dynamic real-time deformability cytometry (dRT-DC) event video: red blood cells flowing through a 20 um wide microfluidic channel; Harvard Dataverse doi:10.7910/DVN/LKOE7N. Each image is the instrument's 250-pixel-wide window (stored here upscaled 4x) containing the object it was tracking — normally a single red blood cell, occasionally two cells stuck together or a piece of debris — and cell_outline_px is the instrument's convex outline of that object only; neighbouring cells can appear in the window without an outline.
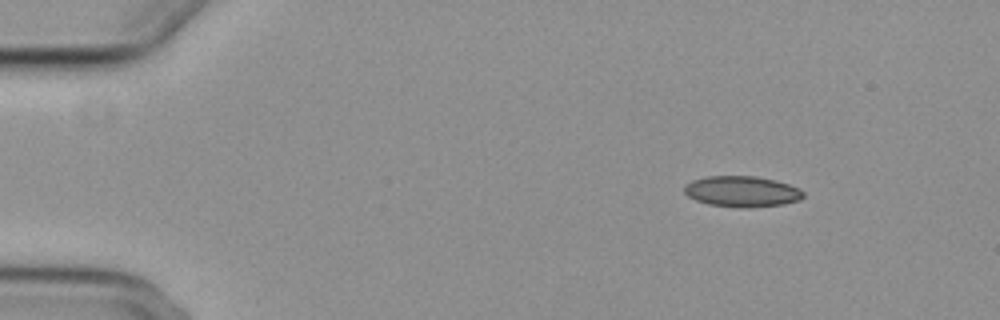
{"species": "common noctule bat (a hibernating species)", "species_latin": "Nyctalus noctula", "temperature_condition": "cold", "stored_images_in_passage": 50, "segment_of_instrument_passage": [1, 2], "camera_frame_rate_fps": 3000, "um_per_image_px": 0.085, "animal": {"sex": "female", "body_mass_g": 29.2, "forearm_length_mm": 56.3}, "frame": {"image": 1, "passage_image": 1, "time_ms": 0.0, "image_size_px": [1000, 320], "cell_outline_px": [[804, 196], [800, 200], [784, 204], [748, 208], [740, 208], [708, 204], [696, 200], [688, 196], [684, 192], [684, 184], [692, 180], [704, 176], [756, 176], [776, 180], [800, 188], [804, 192]], "centroid_in_image_um": [63.07, 16.27], "position_along_channel_um": 21.9, "area_um2": 21.68}}
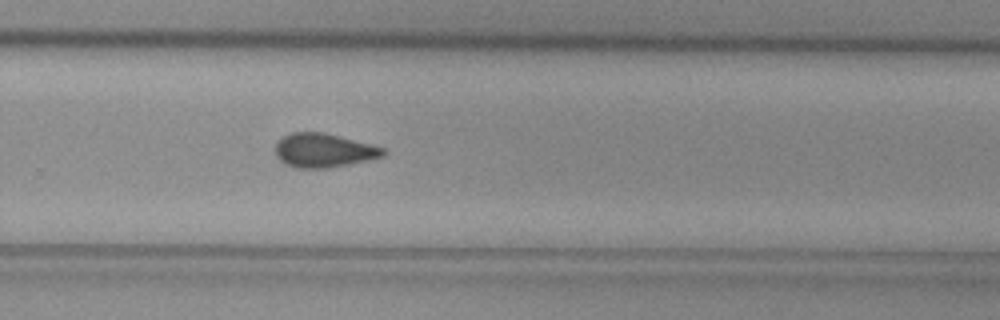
{"frame": {"image": 2, "passage_image": 31, "time_ms": 10.0, "image_size_px": [1000, 320], "cell_outline_px": [[384, 156], [368, 160], [328, 168], [296, 168], [284, 164], [276, 156], [276, 144], [284, 136], [292, 132], [324, 132], [372, 144], [384, 148]], "centroid_in_image_um": [27.51, 12.79], "position_along_channel_um": 302.3, "area_um2": 21.27}}
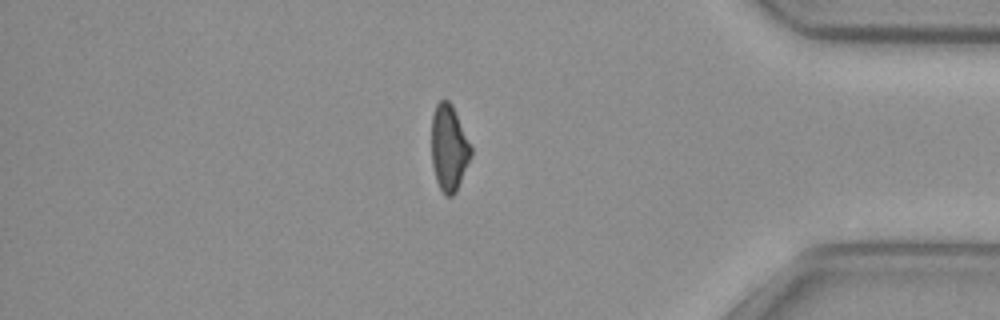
{"frame": {"image": 3, "passage_image": 41, "time_ms": 13.333, "image_size_px": [1000, 320], "cell_outline_px": [[472, 152], [456, 192], [452, 196], [444, 196], [436, 180], [432, 164], [432, 116], [436, 104], [440, 100], [448, 100], [452, 104], [472, 144]], "centroid_in_image_um": [38.17, 12.55], "position_along_channel_um": 397.0, "area_um2": 19.88}}